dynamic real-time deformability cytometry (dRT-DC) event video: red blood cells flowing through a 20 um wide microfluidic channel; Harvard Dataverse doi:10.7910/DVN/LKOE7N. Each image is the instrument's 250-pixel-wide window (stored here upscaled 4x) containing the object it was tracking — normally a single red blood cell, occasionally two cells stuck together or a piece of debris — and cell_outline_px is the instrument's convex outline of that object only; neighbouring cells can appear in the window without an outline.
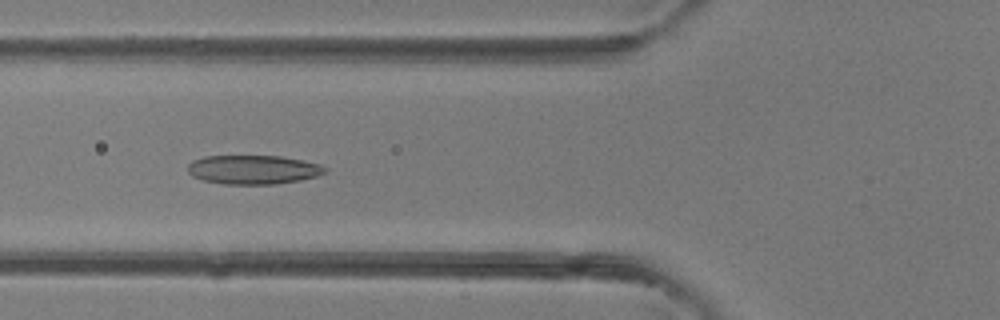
{"species": "common noctule bat (a hibernating species)", "species_latin": "Nyctalus noctula", "temperature_condition": "room temperature", "stored_images_in_passage": 30, "camera_frame_rate_fps": 3000, "um_per_image_px": 0.085, "animal": {"sex": "female"}, "frame": {"image": 1, "passage_image": 15, "time_ms": 4.667, "image_size_px": [1000, 320], "cell_outline_px": [[328, 172], [316, 176], [300, 180], [276, 184], [224, 184], [204, 180], [192, 176], [188, 172], [188, 164], [192, 160], [204, 156], [280, 156], [304, 160], [320, 164], [328, 168]], "centroid_in_image_um": [21.55, 14.41], "position_along_channel_um": 104.3, "area_um2": 23.35}}
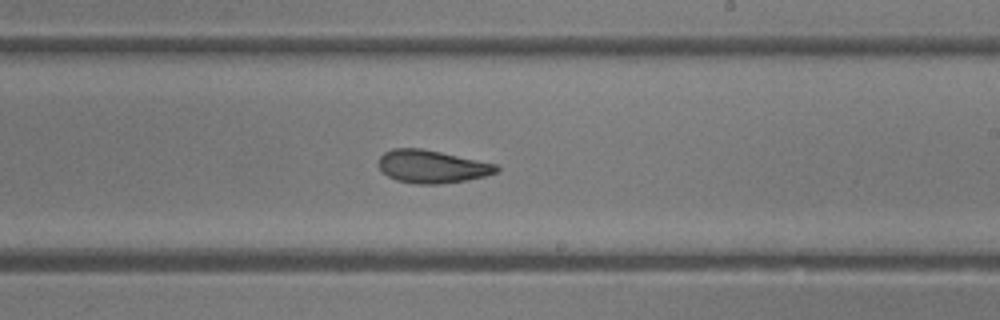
{"frame": {"image": 2, "passage_image": 24, "time_ms": 7.667, "image_size_px": [1000, 320], "cell_outline_px": [[500, 168], [496, 172], [484, 176], [468, 180], [440, 184], [416, 184], [396, 180], [388, 176], [380, 168], [380, 156], [384, 152], [392, 148], [420, 148], [440, 152], [496, 164]], "centroid_in_image_um": [36.71, 14.16], "position_along_channel_um": 252.3, "area_um2": 22.37}}
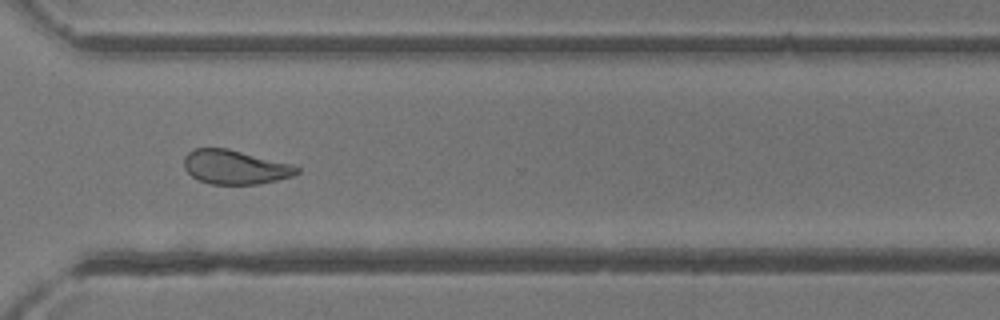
{"frame": {"image": 3, "passage_image": 30, "time_ms": 9.667, "image_size_px": [1000, 320], "cell_outline_px": [[300, 172], [292, 176], [276, 180], [256, 184], [212, 184], [200, 180], [192, 176], [184, 168], [184, 156], [192, 148], [228, 148], [296, 164], [300, 168]], "centroid_in_image_um": [20.02, 14.18], "position_along_channel_um": 350.6, "area_um2": 22.72}}